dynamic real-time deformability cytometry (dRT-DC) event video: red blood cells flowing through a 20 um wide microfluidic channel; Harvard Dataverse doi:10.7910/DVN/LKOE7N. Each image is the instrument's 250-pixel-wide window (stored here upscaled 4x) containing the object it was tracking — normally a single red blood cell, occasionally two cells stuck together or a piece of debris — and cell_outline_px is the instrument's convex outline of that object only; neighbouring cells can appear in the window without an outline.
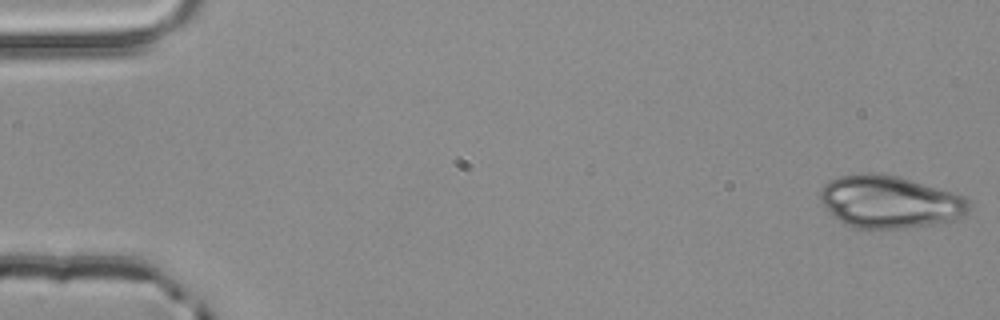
{"species": "common noctule bat (a hibernating species)", "species_latin": "Nyctalus noctula", "temperature_condition": "room temperature", "stored_images_in_passage": 4, "camera_frame_rate_fps": 3000, "um_per_image_px": 0.085, "animal": {"sex": "male", "body_mass_g": 20.4}, "frame": {"image": 1, "passage_image": 1, "time_ms": 0.0, "image_size_px": [1000, 320], "cell_outline_px": [[968, 208], [952, 224], [900, 228], [856, 228], [844, 224], [820, 200], [820, 188], [824, 184], [840, 176], [860, 172], [876, 172], [896, 176], [912, 180], [952, 192], [964, 196], [968, 200]], "centroid_in_image_um": [75.65, 17.16], "position_along_channel_um": 9.4, "area_um2": 45.49}}